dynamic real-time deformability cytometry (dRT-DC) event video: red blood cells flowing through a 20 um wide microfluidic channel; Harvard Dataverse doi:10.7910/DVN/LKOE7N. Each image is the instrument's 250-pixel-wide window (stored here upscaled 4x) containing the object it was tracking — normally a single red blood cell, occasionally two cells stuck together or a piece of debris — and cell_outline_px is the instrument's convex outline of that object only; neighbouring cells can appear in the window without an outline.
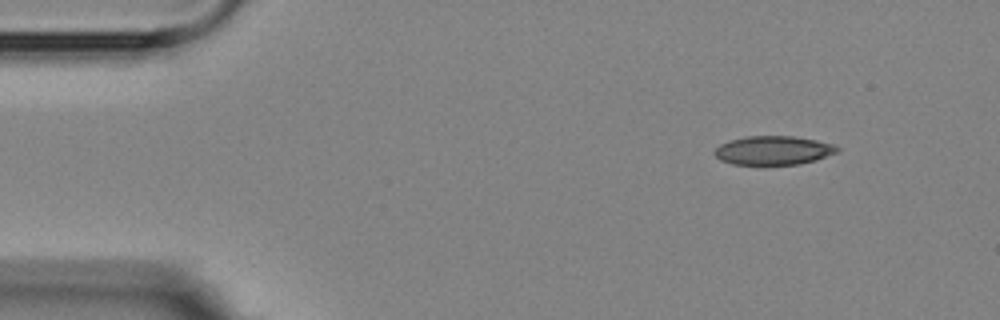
{"species": "Egyptian fruit bat (a non-hibernating species)", "species_latin": "Rousettus aegyptiacus", "temperature_condition": "room temperature", "stored_images_in_passage": 5, "camera_frame_rate_fps": 3000, "um_per_image_px": 0.085, "animal": {"sex": "female"}, "frame": {"image": 1, "passage_image": 1, "time_ms": 0.0, "image_size_px": [1000, 320], "cell_outline_px": [[840, 152], [816, 160], [800, 164], [732, 164], [720, 160], [712, 152], [720, 144], [728, 140], [748, 136], [792, 136], [816, 140], [832, 144], [840, 148]], "centroid_in_image_um": [65.74, 12.78], "position_along_channel_um": 19.3, "area_um2": 20.69}}
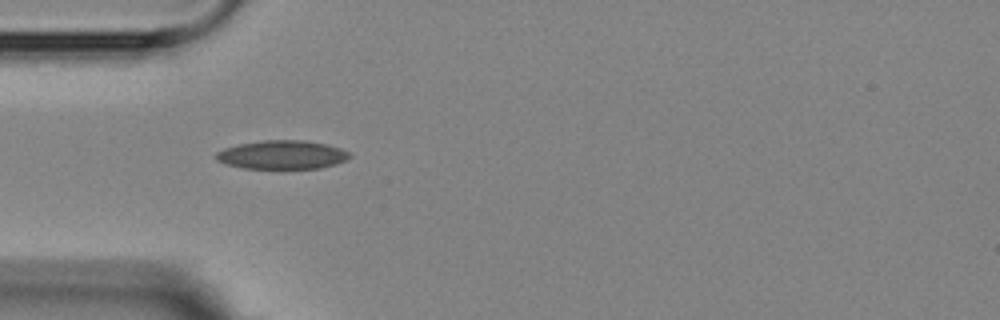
{"frame": {"image": 2, "passage_image": 4, "time_ms": 3.333, "image_size_px": [1000, 320], "cell_outline_px": [[352, 156], [336, 164], [320, 168], [280, 172], [244, 168], [224, 164], [216, 160], [216, 152], [224, 148], [240, 144], [264, 140], [304, 140], [328, 144], [340, 148], [348, 152]], "centroid_in_image_um": [23.97, 13.21], "position_along_channel_um": 61.0, "area_um2": 23.35}}
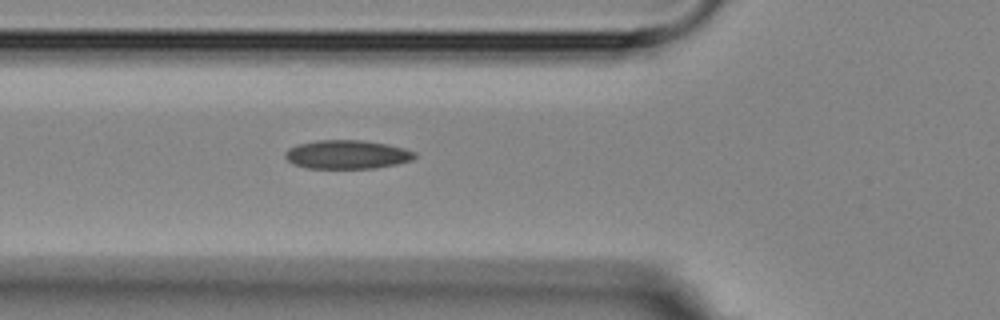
{"frame": {"image": 3, "passage_image": 5, "time_ms": 4.333, "image_size_px": [1000, 320], "cell_outline_px": [[416, 156], [412, 160], [396, 164], [376, 168], [308, 168], [292, 164], [284, 156], [284, 152], [288, 148], [296, 144], [316, 140], [364, 140], [388, 144], [404, 148], [416, 152]], "centroid_in_image_um": [29.48, 13.12], "position_along_channel_um": 96.3, "area_um2": 21.91}}